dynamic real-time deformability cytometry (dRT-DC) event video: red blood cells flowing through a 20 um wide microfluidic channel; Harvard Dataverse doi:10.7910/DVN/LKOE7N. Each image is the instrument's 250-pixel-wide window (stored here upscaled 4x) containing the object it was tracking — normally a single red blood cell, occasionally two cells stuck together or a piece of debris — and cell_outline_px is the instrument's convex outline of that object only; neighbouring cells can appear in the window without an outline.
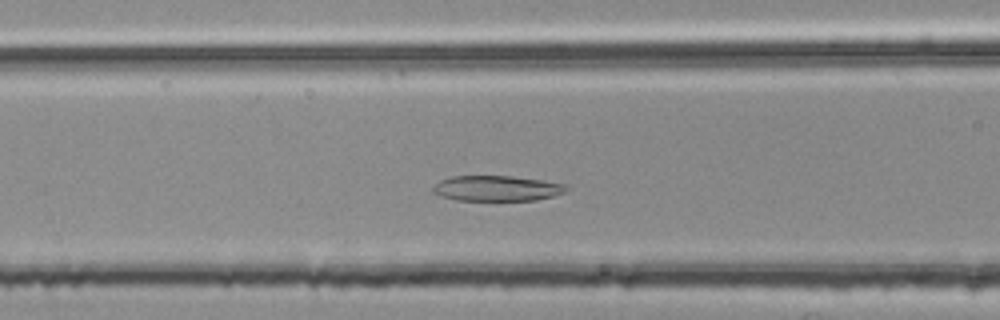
{"species": "common noctule bat (a hibernating species)", "species_latin": "Nyctalus noctula", "temperature_condition": "room temperature", "stored_images_in_passage": 43, "camera_frame_rate_fps": 3000, "um_per_image_px": 0.085, "animal": {"sex": "female", "body_mass_g": 25.1}, "frame": {"image": 1, "passage_image": 16, "time_ms": 5.0, "image_size_px": [1000, 320], "cell_outline_px": [[572, 188], [564, 192], [552, 196], [536, 200], [456, 200], [440, 196], [432, 192], [432, 188], [440, 180], [452, 176], [512, 176], [568, 184]], "centroid_in_image_um": [42.25, 16.01], "position_along_channel_um": 124.3, "area_um2": 19.83}}
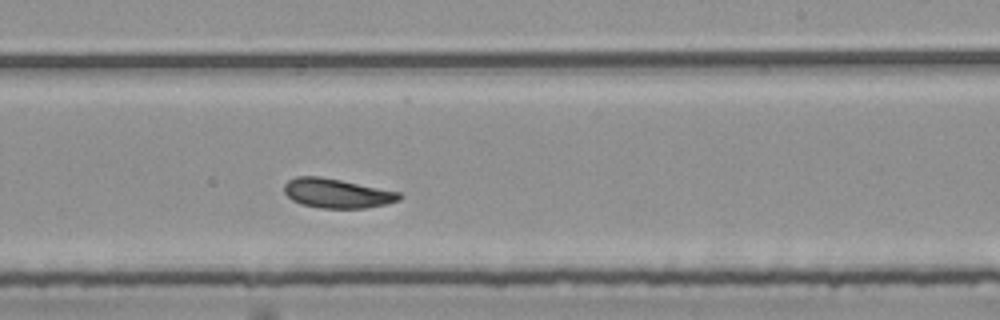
{"frame": {"image": 2, "passage_image": 27, "time_ms": 8.667, "image_size_px": [1000, 320], "cell_outline_px": [[404, 196], [400, 200], [388, 204], [364, 208], [320, 208], [300, 204], [292, 200], [284, 192], [284, 184], [288, 180], [296, 176], [320, 176], [400, 192]], "centroid_in_image_um": [28.65, 16.43], "position_along_channel_um": 260.4, "area_um2": 19.83}}
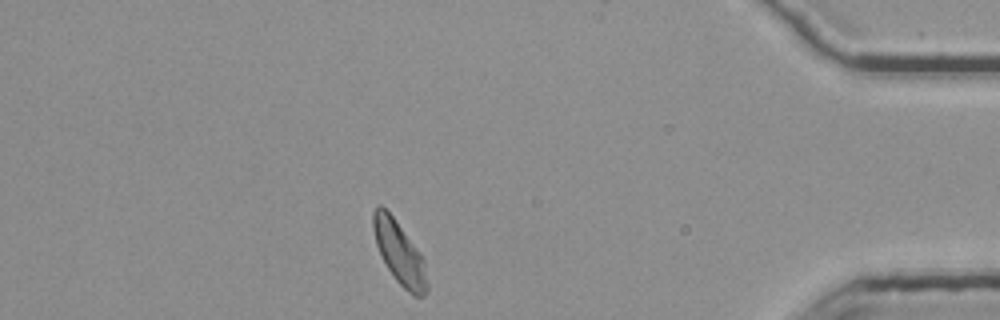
{"frame": {"image": 3, "passage_image": 42, "time_ms": 13.667, "image_size_px": [1000, 320], "cell_outline_px": [[428, 292], [424, 296], [412, 296], [396, 280], [380, 256], [376, 244], [372, 228], [372, 212], [376, 204], [380, 204], [392, 216], [416, 248], [424, 260], [428, 284]], "centroid_in_image_um": [33.93, 21.51], "position_along_channel_um": 401.3, "area_um2": 19.59}, "authors_computed_cell_mechanics": {"area_um2": 20.0566, "velocity_mm_per_s": 3.7236, "shape_relaxation_time_tau1_ms": null, "shape_relaxation_time_tau2_ms": 4.6617, "deformation_change_tau1": null, "deformation_change_tau2": 0.1245}}